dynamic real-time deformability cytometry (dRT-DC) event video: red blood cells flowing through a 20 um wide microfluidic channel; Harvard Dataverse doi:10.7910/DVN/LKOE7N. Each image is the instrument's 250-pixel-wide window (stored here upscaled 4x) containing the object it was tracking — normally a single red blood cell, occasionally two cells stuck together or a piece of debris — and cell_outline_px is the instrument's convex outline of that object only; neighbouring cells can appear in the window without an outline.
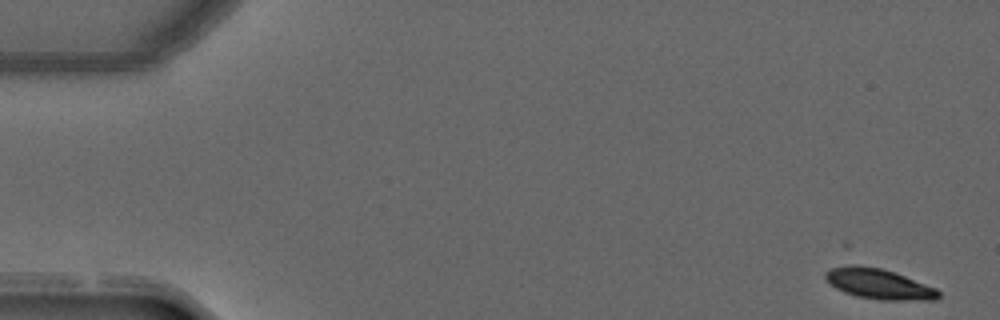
{"species": "common noctule bat (a hibernating species)", "species_latin": "Nyctalus noctula", "temperature_condition": "warm", "stored_images_in_passage": 51, "camera_frame_rate_fps": 3000, "um_per_image_px": 0.085, "animal": {"sex": "male", "forearm_length_mm": 52.5}, "frame": {"image": 1, "passage_image": 1, "time_ms": 0.0, "image_size_px": [1000, 320], "cell_outline_px": [[940, 296], [936, 300], [880, 300], [856, 296], [844, 292], [836, 288], [824, 276], [824, 272], [832, 268], [844, 264], [856, 264], [880, 268], [896, 272], [936, 288], [940, 292]], "centroid_in_image_um": [74.71, 24.12], "position_along_channel_um": 10.3, "area_um2": 20.17}}
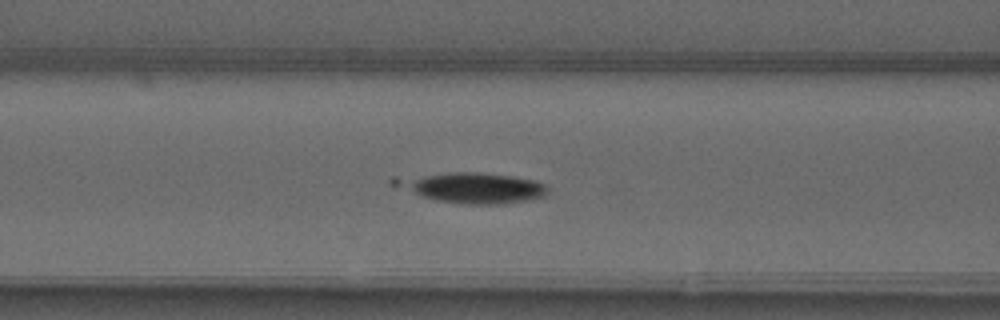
{"frame": {"image": 2, "passage_image": 20, "time_ms": 6.333, "image_size_px": [1000, 320], "cell_outline_px": [[548, 192], [544, 196], [528, 200], [504, 204], [464, 204], [436, 200], [424, 196], [392, 184], [388, 180], [392, 176], [448, 172], [476, 172], [512, 176], [536, 180], [544, 184], [548, 188]], "centroid_in_image_um": [40.1, 15.93], "position_along_channel_um": 126.5, "area_um2": 27.34}}
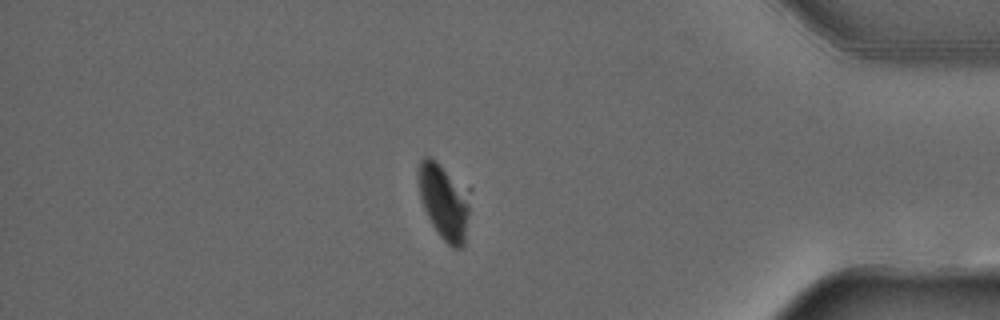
{"frame": {"image": 3, "passage_image": 43, "time_ms": 14.0, "image_size_px": [1000, 320], "cell_outline_px": [[472, 188], [464, 248], [452, 248], [440, 236], [432, 224], [424, 208], [420, 196], [416, 176], [420, 160], [424, 156], [428, 156], [436, 160]], "centroid_in_image_um": [37.79, 17.06], "position_along_channel_um": 397.4, "area_um2": 23.76}}